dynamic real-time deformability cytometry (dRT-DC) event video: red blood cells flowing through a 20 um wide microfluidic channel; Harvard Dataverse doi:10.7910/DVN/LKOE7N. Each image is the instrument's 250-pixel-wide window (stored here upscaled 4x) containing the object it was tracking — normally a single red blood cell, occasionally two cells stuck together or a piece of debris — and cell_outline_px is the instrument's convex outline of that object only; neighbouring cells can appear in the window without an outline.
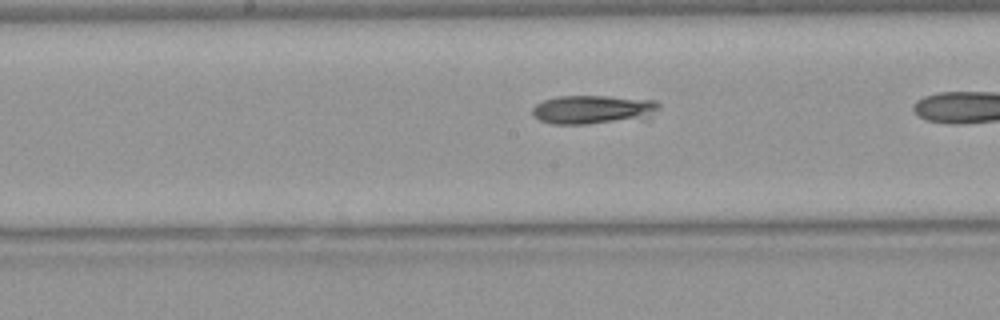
{"species": "Egyptian fruit bat (a non-hibernating species)", "species_latin": "Rousettus aegyptiacus", "temperature_condition": "warm", "stored_images_in_passage": 31, "camera_frame_rate_fps": 3000, "um_per_image_px": 0.085, "animal": {"sex": "female"}, "frame": {"image": 1, "passage_image": 18, "time_ms": 5.667, "image_size_px": [1000, 320], "cell_outline_px": [[660, 108], [648, 120], [588, 124], [552, 124], [540, 120], [532, 116], [532, 108], [536, 104], [544, 100], [556, 96], [608, 96], [656, 100], [660, 104]], "centroid_in_image_um": [50.49, 9.33], "position_along_channel_um": 197.7, "area_um2": 21.96}}
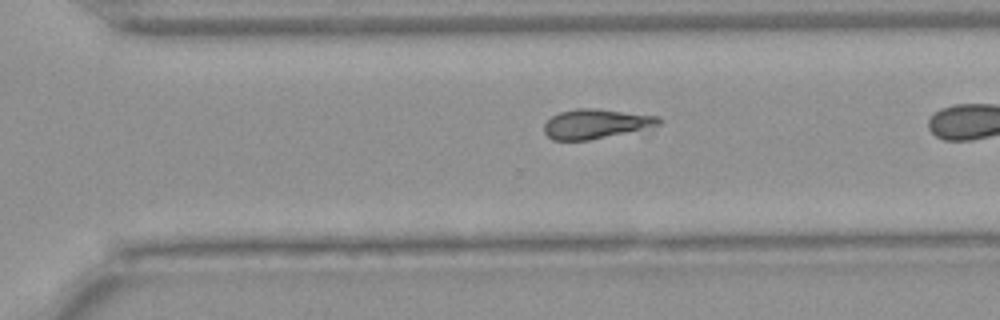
{"frame": {"image": 2, "passage_image": 27, "time_ms": 8.667, "image_size_px": [1000, 320], "cell_outline_px": [[664, 120], [660, 124], [588, 140], [552, 140], [544, 132], [544, 124], [552, 116], [560, 112], [576, 108], [596, 108], [660, 116]], "centroid_in_image_um": [50.61, 10.5], "position_along_channel_um": 320.0, "area_um2": 19.42}}